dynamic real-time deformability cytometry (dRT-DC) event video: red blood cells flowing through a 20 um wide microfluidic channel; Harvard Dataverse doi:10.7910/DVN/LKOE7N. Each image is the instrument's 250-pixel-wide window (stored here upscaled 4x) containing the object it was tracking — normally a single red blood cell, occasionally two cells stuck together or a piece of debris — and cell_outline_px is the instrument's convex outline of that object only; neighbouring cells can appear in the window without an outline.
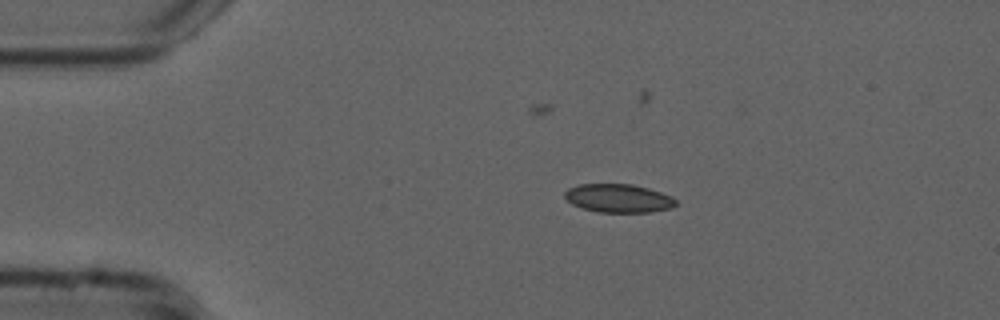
{"species": "common noctule bat (a hibernating species)", "species_latin": "Nyctalus noctula", "temperature_condition": "cold", "stored_images_in_passage": 10, "camera_frame_rate_fps": 3000, "um_per_image_px": 0.085, "animal": {"sex": "male", "forearm_length_mm": 52.5}, "frame": {"image": 1, "passage_image": 1, "time_ms": 0.0, "image_size_px": [1000, 320], "cell_outline_px": [[680, 204], [672, 208], [648, 212], [596, 212], [580, 208], [572, 204], [564, 196], [564, 192], [568, 188], [580, 184], [632, 184], [648, 188], [672, 196]], "centroid_in_image_um": [52.58, 16.86], "position_along_channel_um": 32.4, "area_um2": 18.61}}
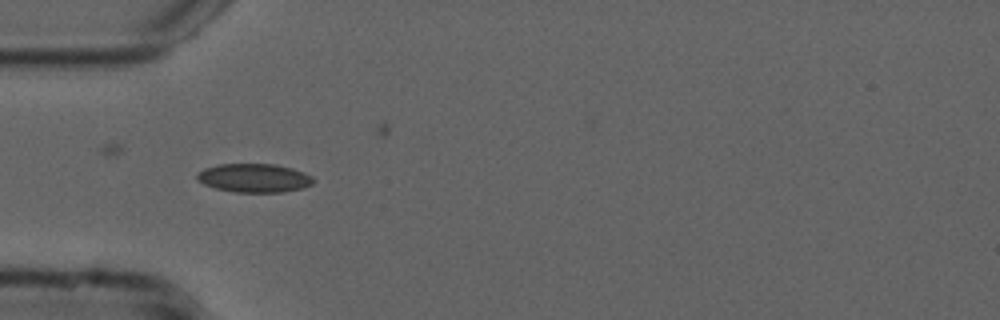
{"frame": {"image": 2, "passage_image": 7, "time_ms": 2.0, "image_size_px": [1000, 320], "cell_outline_px": [[316, 180], [312, 184], [304, 188], [284, 192], [236, 192], [216, 188], [204, 184], [196, 176], [204, 168], [220, 164], [276, 164], [292, 168], [304, 172], [312, 176]], "centroid_in_image_um": [21.67, 15.13], "position_along_channel_um": 63.3, "area_um2": 19.42}}